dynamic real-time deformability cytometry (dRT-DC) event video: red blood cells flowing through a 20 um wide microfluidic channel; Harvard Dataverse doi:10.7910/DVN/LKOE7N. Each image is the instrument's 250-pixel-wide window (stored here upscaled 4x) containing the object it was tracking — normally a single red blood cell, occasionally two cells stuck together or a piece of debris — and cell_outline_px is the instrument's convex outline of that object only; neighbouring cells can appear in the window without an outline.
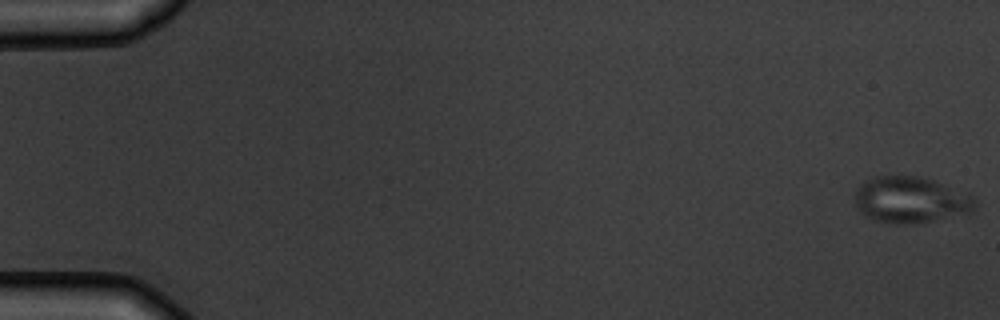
{"species": "common noctule bat (a hibernating species)", "species_latin": "Nyctalus noctula", "temperature_condition": "warm", "stored_images_in_passage": 6, "camera_frame_rate_fps": 3000, "um_per_image_px": 0.085, "animal": {"sex": "male", "body_mass_g": 19.5, "forearm_length_mm": 54.6}, "frame": {"image": 1, "passage_image": 1, "time_ms": 0.0, "image_size_px": [1000, 320], "cell_outline_px": [[976, 208], [972, 212], [932, 220], [904, 224], [896, 224], [876, 220], [864, 216], [860, 212], [856, 204], [856, 192], [860, 184], [872, 176], [888, 172], [916, 176], [936, 180], [972, 192], [976, 196]], "centroid_in_image_um": [77.45, 16.92], "position_along_channel_um": 7.5, "area_um2": 33.47}}